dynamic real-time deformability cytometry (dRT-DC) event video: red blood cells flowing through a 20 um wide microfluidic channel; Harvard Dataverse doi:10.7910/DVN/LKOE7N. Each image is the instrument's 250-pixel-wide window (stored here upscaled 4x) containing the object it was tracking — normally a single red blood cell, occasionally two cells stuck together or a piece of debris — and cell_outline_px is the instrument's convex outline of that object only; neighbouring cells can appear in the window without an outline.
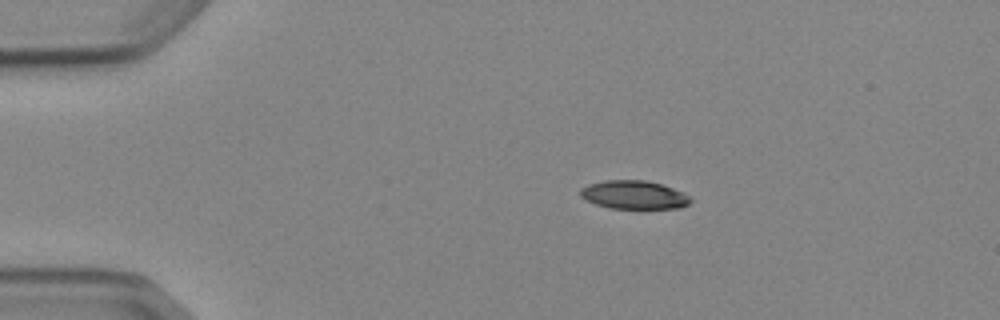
{"species": "Egyptian fruit bat (a non-hibernating species)", "species_latin": "Rousettus aegyptiacus", "temperature_condition": "cold", "stored_images_in_passage": 3, "camera_frame_rate_fps": 3000, "um_per_image_px": 0.085, "animal": {"sex": "female"}, "frame": {"image": 1, "passage_image": 1, "time_ms": 0.0, "image_size_px": [1000, 320], "cell_outline_px": [[692, 200], [688, 204], [680, 208], [608, 208], [596, 204], [580, 196], [580, 188], [588, 184], [604, 180], [644, 180], [660, 184], [672, 188], [688, 196]], "centroid_in_image_um": [53.84, 16.56], "position_along_channel_um": 31.2, "area_um2": 18.03}}
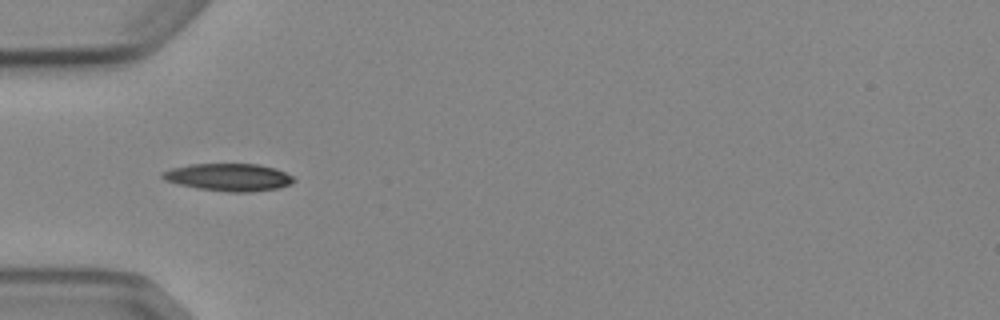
{"frame": {"image": 2, "passage_image": 3, "time_ms": 2.333, "image_size_px": [1000, 320], "cell_outline_px": [[296, 180], [292, 184], [276, 188], [252, 192], [228, 192], [196, 188], [164, 180], [160, 176], [160, 172], [172, 168], [188, 164], [260, 164], [276, 168], [292, 176]], "centroid_in_image_um": [19.43, 15.06], "position_along_channel_um": 65.6, "area_um2": 21.15}}